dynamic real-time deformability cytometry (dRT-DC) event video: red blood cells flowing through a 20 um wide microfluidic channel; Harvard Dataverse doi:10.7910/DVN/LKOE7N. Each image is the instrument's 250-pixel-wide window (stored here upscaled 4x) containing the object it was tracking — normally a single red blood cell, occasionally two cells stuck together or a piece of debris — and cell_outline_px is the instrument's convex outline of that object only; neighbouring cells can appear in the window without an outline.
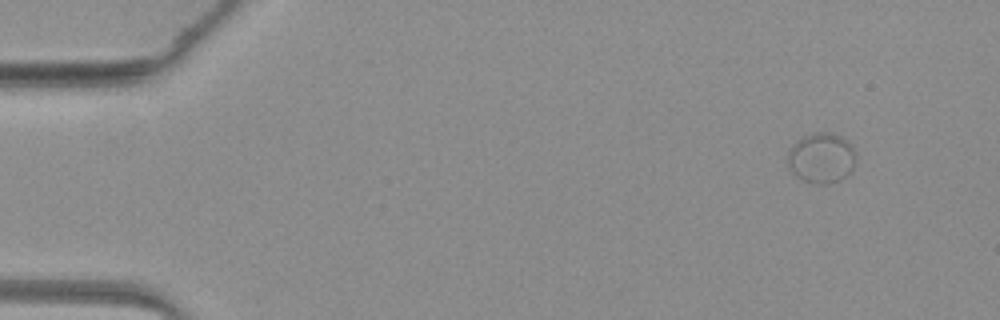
{"species": "common noctule bat (a hibernating species)", "species_latin": "Nyctalus noctula", "temperature_condition": "warm", "stored_images_in_passage": 37, "camera_frame_rate_fps": 3000, "um_per_image_px": 0.085, "animal": {"sex": "female", "body_mass_g": 19.3, "forearm_length_mm": 54.1}, "frame": {"image": 1, "passage_image": 1, "time_ms": 0.0, "image_size_px": [1000, 320], "cell_outline_px": [[856, 156], [852, 168], [840, 180], [828, 184], [816, 184], [804, 180], [796, 176], [788, 164], [788, 152], [804, 136], [816, 132], [828, 132], [840, 136], [852, 148]], "centroid_in_image_um": [69.82, 13.44], "position_along_channel_um": 15.2, "area_um2": 19.36}}
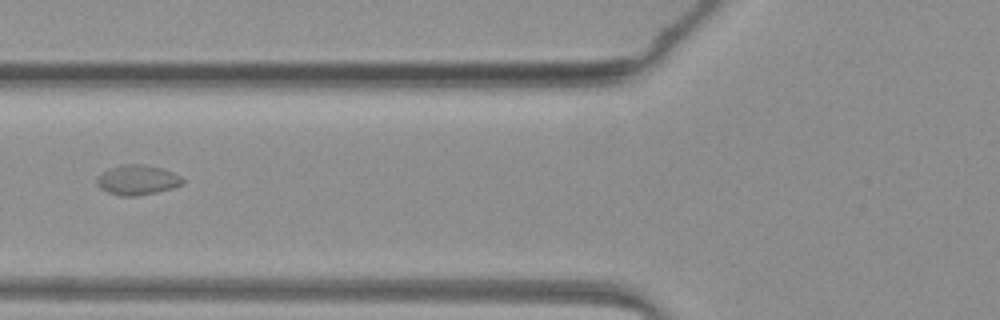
{"frame": {"image": 2, "passage_image": 16, "time_ms": 5.0, "image_size_px": [1000, 320], "cell_outline_px": [[184, 184], [172, 188], [156, 192], [136, 196], [120, 196], [108, 192], [100, 188], [96, 184], [96, 176], [100, 172], [108, 168], [120, 164], [144, 164], [160, 168], [172, 172], [180, 176], [184, 180]], "centroid_in_image_um": [11.62, 15.29], "position_along_channel_um": 114.2, "area_um2": 15.14}}
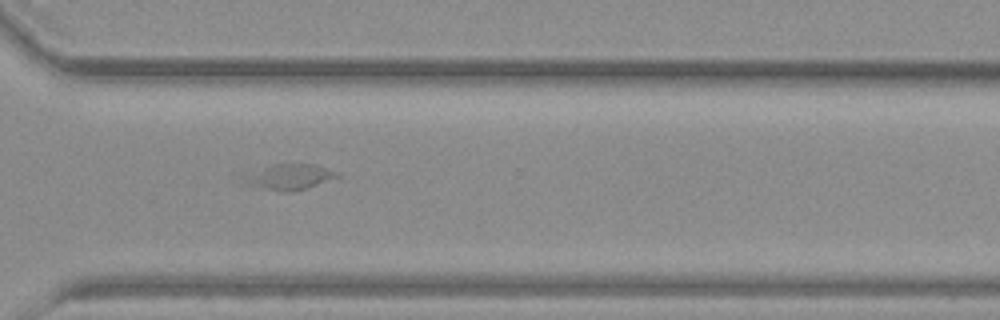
{"frame": {"image": 3, "passage_image": 32, "time_ms": 10.333, "image_size_px": [1000, 320], "cell_outline_px": [[340, 176], [308, 188], [292, 192], [284, 192], [248, 184], [236, 180], [244, 176], [272, 164], [316, 164], [340, 172]], "centroid_in_image_um": [24.64, 15.03], "position_along_channel_um": 346.0, "area_um2": 13.87}}